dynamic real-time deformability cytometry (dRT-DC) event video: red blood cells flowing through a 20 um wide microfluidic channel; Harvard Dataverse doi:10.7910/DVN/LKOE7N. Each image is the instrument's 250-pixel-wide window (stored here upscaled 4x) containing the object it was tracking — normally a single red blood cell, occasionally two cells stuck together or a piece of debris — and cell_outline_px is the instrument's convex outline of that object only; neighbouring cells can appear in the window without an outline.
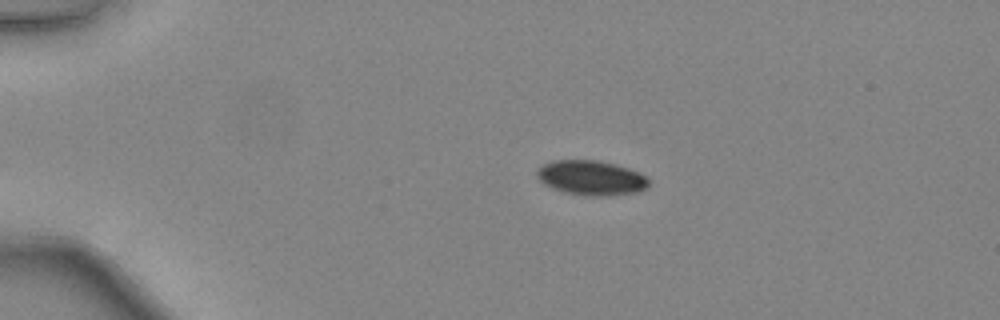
{"species": "common noctule bat (a hibernating species)", "species_latin": "Nyctalus noctula", "temperature_condition": "warm", "stored_images_in_passage": 32, "camera_frame_rate_fps": 3000, "um_per_image_px": 0.085, "animal": {"sex": "female", "body_mass_g": 24.6, "forearm_length_mm": 56.2}, "frame": {"image": 1, "passage_image": 1, "time_ms": 0.0, "image_size_px": [1000, 320], "cell_outline_px": [[648, 188], [636, 192], [608, 196], [584, 196], [564, 192], [552, 188], [544, 184], [536, 176], [536, 168], [552, 160], [600, 160], [616, 164], [640, 172], [648, 176]], "centroid_in_image_um": [50.25, 15.11], "position_along_channel_um": 34.7, "area_um2": 23.0}}
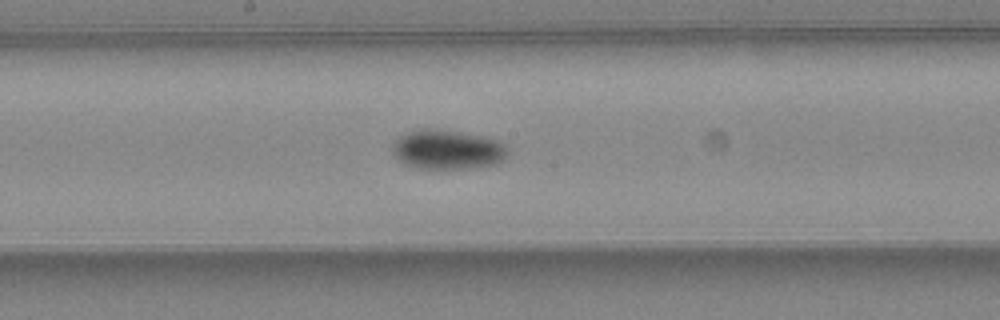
{"frame": {"image": 2, "passage_image": 17, "time_ms": 5.333, "image_size_px": [1000, 320], "cell_outline_px": [[508, 152], [504, 160], [496, 164], [476, 168], [416, 168], [404, 164], [392, 152], [392, 144], [400, 136], [408, 132], [424, 128], [460, 132], [488, 136], [500, 140], [508, 148]], "centroid_in_image_um": [38.09, 12.71], "position_along_channel_um": 210.1, "area_um2": 26.7}}
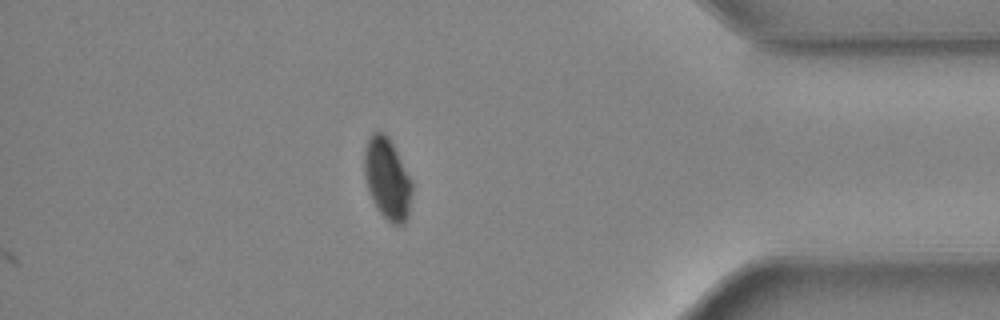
{"frame": {"image": 3, "passage_image": 32, "time_ms": 10.333, "image_size_px": [1000, 320], "cell_outline_px": [[412, 192], [408, 216], [404, 224], [392, 224], [376, 208], [372, 200], [364, 176], [364, 148], [372, 132], [384, 132], [388, 136], [412, 180]], "centroid_in_image_um": [32.91, 15.19], "position_along_channel_um": 402.3, "area_um2": 22.6}, "authors_computed_cell_mechanics": {"area_um2": 24.7384, "velocity_mm_per_s": 4.4474, "shape_relaxation_time_tau1_ms": 2.6518, "shape_relaxation_time_tau2_ms": null, "deformation_change_tau1": 0.0747, "deformation_change_tau2": null}}